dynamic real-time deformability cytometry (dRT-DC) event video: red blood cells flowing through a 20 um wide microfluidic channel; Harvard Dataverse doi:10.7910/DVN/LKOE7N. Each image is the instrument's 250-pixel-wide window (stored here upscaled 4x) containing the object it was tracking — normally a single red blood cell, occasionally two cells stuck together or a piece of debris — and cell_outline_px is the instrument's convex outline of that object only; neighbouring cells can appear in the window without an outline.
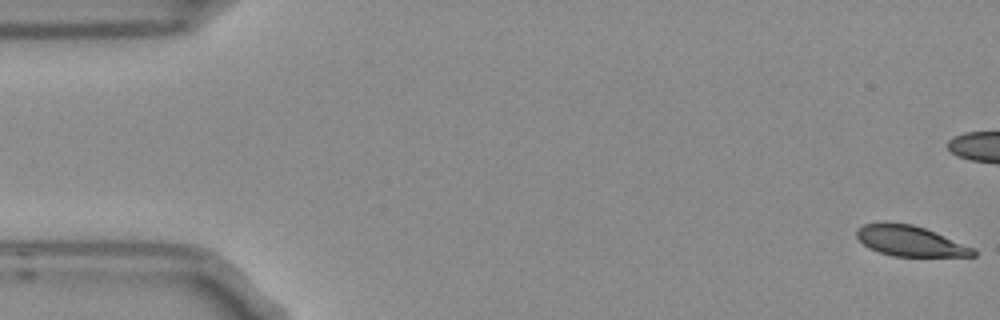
{"species": "Egyptian fruit bat (a non-hibernating species)", "species_latin": "Rousettus aegyptiacus", "temperature_condition": "room temperature", "stored_images_in_passage": 6, "camera_frame_rate_fps": 3000, "um_per_image_px": 0.085, "frame": {"image": 1, "passage_image": 1, "time_ms": 0.0, "image_size_px": [1000, 320], "cell_outline_px": [[976, 256], [892, 256], [868, 248], [856, 236], [856, 228], [864, 224], [912, 224], [924, 228], [976, 248]], "centroid_in_image_um": [77.39, 20.51], "position_along_channel_um": 7.6, "area_um2": 20.29}}